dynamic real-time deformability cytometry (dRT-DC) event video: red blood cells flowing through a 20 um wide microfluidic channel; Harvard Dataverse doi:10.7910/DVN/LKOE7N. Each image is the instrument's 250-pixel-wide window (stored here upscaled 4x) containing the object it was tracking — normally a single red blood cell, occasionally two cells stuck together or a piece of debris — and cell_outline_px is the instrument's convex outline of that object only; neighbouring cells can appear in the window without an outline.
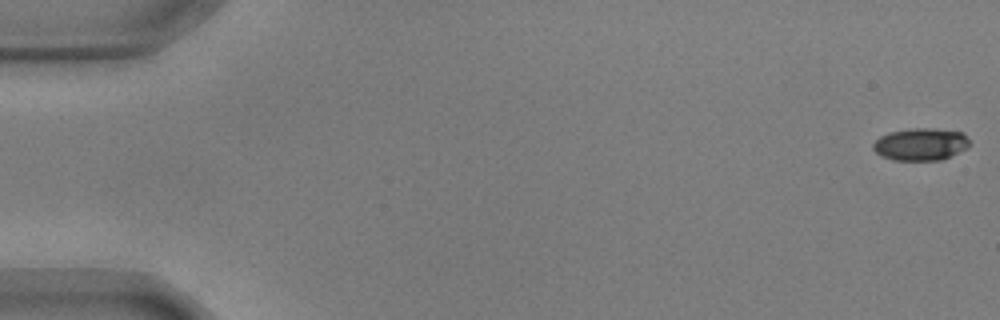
{"species": "common noctule bat (a hibernating species)", "species_latin": "Nyctalus noctula", "temperature_condition": "warm", "stored_images_in_passage": 18, "camera_frame_rate_fps": 3000, "um_per_image_px": 0.085, "animal": {"sex": "male", "body_mass_g": 17.9, "forearm_length_mm": 54.2}, "frame": {"image": 1, "passage_image": 1, "time_ms": 0.0, "image_size_px": [1000, 320], "cell_outline_px": [[968, 148], [940, 160], [892, 160], [876, 152], [872, 148], [872, 144], [880, 136], [888, 132], [908, 128], [932, 128], [964, 132], [968, 140]], "centroid_in_image_um": [78.24, 12.25], "position_along_channel_um": 6.8, "area_um2": 18.21}}
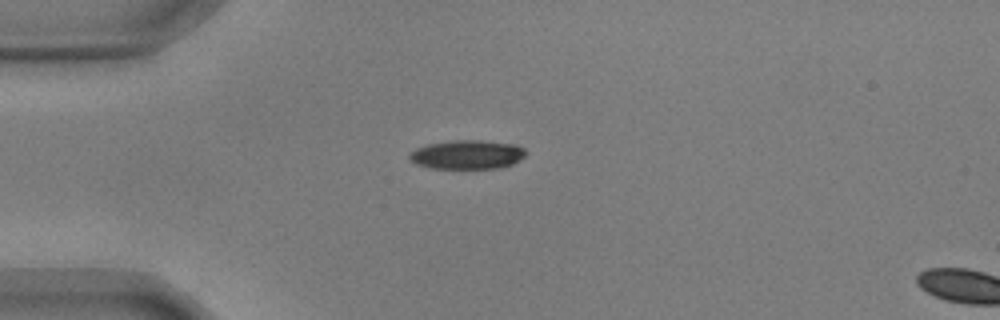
{"frame": {"image": 2, "passage_image": 15, "time_ms": 4.667, "image_size_px": [1000, 320], "cell_outline_px": [[528, 152], [520, 160], [512, 164], [500, 168], [428, 168], [416, 164], [408, 156], [416, 148], [428, 144], [452, 140], [480, 140], [516, 144], [524, 148]], "centroid_in_image_um": [39.75, 13.13], "position_along_channel_um": 45.3, "area_um2": 19.71}}